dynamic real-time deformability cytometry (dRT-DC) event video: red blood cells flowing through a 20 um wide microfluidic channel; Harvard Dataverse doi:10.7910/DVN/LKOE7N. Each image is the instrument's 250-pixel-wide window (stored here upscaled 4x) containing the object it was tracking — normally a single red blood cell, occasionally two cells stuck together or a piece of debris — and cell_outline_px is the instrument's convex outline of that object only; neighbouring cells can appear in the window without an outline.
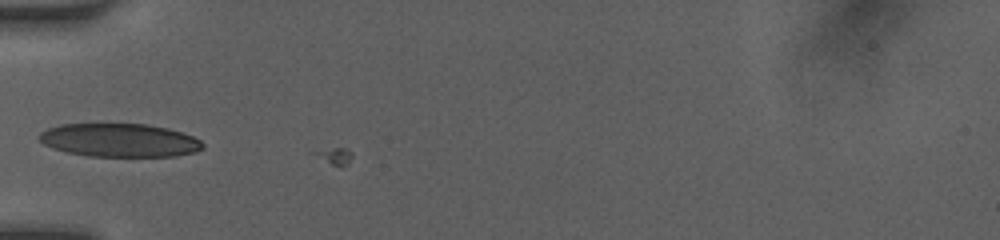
{"species": "human", "species_latin": "Homo sapiens", "temperature_condition": "room temperature", "stored_images_in_passage": 2, "camera_frame_rate_fps": 3000, "um_per_image_px": 0.085, "donor": {"sex": "female"}, "frame": {"image": 1, "passage_image": 1, "time_ms": 0.0, "image_size_px": [1000, 240], "cell_outline_px": [[204, 148], [196, 152], [176, 156], [88, 156], [68, 152], [52, 148], [44, 144], [36, 136], [40, 132], [48, 128], [60, 124], [148, 124], [168, 128], [192, 136], [200, 140], [204, 144]], "centroid_in_image_um": [10.16, 11.92], "position_along_channel_um": 74.8, "area_um2": 31.91}}